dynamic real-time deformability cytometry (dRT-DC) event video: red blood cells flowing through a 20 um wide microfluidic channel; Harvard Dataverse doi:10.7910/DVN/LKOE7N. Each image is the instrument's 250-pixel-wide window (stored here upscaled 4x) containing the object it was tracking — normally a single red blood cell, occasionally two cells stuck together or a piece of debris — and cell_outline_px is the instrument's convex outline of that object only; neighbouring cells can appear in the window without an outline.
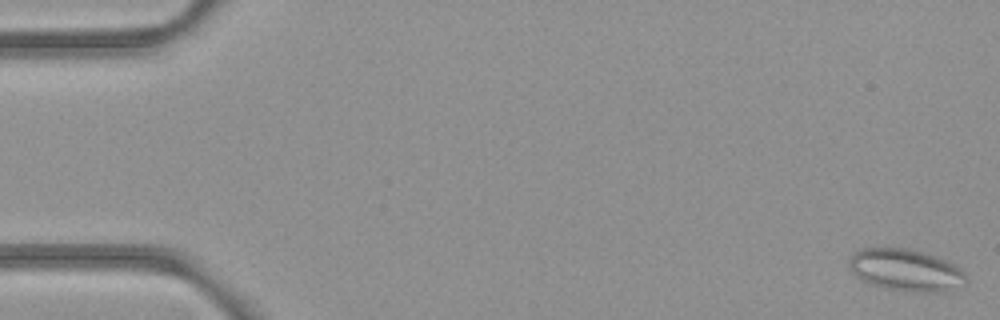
{"species": "common noctule bat (a hibernating species)", "species_latin": "Nyctalus noctula", "temperature_condition": "room temperature", "stored_images_in_passage": 54, "segment_of_instrument_passage": [1, 2], "camera_frame_rate_fps": 3000, "um_per_image_px": 0.085, "animal": {"sex": "female", "body_mass_g": 21.9}, "frame": {"image": 1, "passage_image": 1, "time_ms": 0.0, "image_size_px": [1000, 320], "cell_outline_px": [[968, 280], [964, 284], [944, 292], [912, 292], [884, 288], [868, 284], [860, 280], [852, 272], [848, 264], [848, 260], [860, 248], [904, 248], [920, 252], [944, 260], [960, 268], [968, 276]], "centroid_in_image_um": [76.97, 22.98], "position_along_channel_um": 8.0, "area_um2": 28.61}}
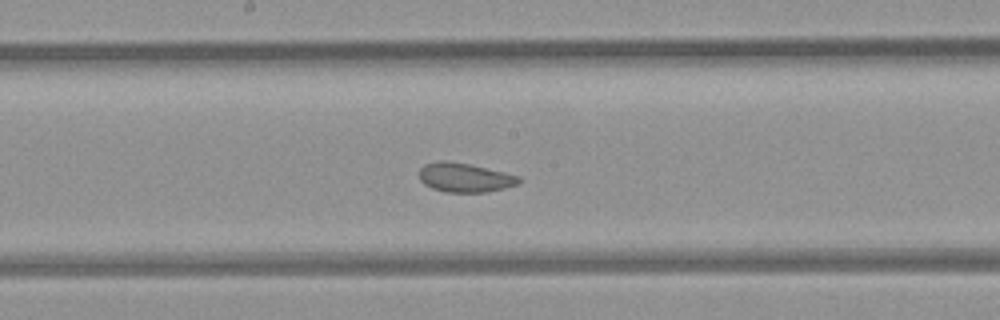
{"frame": {"image": 2, "passage_image": 28, "time_ms": 9.0, "image_size_px": [1000, 320], "cell_outline_px": [[520, 180], [516, 184], [504, 188], [488, 192], [444, 192], [432, 188], [424, 184], [420, 180], [420, 168], [424, 164], [440, 160], [444, 160], [472, 164], [520, 176]], "centroid_in_image_um": [39.48, 15.08], "position_along_channel_um": 208.7, "area_um2": 16.99}}
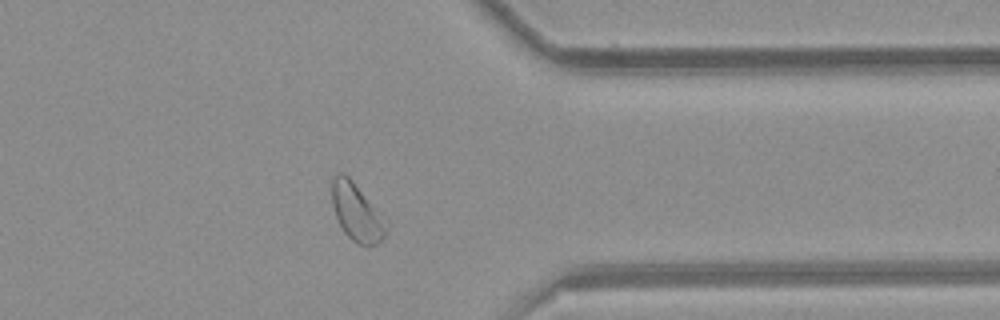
{"frame": {"image": 3, "passage_image": 42, "time_ms": 13.667, "image_size_px": [1000, 320], "cell_outline_px": [[388, 220], [384, 236], [376, 244], [368, 248], [356, 244], [344, 232], [336, 216], [332, 204], [332, 180], [336, 172], [344, 172], [352, 180]], "centroid_in_image_um": [30.33, 18.05], "position_along_channel_um": 381.1, "area_um2": 18.44}}